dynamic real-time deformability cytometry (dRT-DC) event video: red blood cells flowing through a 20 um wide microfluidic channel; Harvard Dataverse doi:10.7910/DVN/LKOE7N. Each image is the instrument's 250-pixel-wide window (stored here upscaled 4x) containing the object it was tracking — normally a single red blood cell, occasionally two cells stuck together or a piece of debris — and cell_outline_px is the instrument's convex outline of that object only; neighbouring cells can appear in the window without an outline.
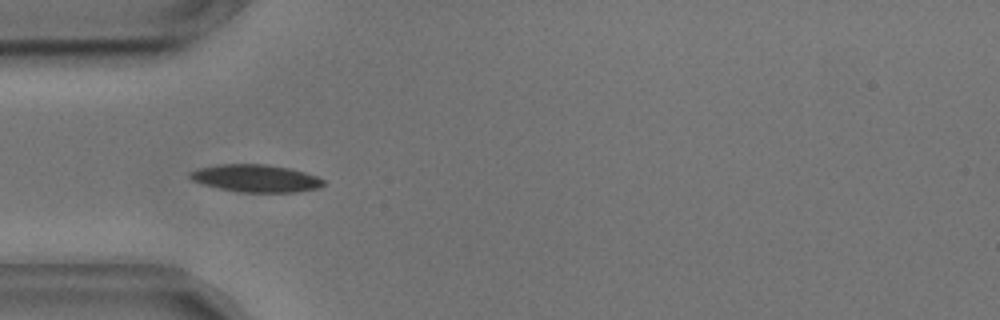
{"species": "common noctule bat (a hibernating species)", "species_latin": "Nyctalus noctula", "temperature_condition": "cold", "stored_images_in_passage": 40, "camera_frame_rate_fps": 3000, "um_per_image_px": 0.085, "animal": {"sex": "male", "body_mass_g": 17.9, "forearm_length_mm": 54.2}, "frame": {"image": 1, "passage_image": 1, "time_ms": 0.0, "image_size_px": [1000, 320], "cell_outline_px": [[324, 184], [320, 188], [296, 192], [240, 192], [220, 188], [204, 184], [192, 180], [188, 176], [188, 172], [196, 168], [220, 164], [268, 164], [292, 168], [316, 176], [324, 180]], "centroid_in_image_um": [21.74, 15.14], "position_along_channel_um": 63.3, "area_um2": 21.5}}
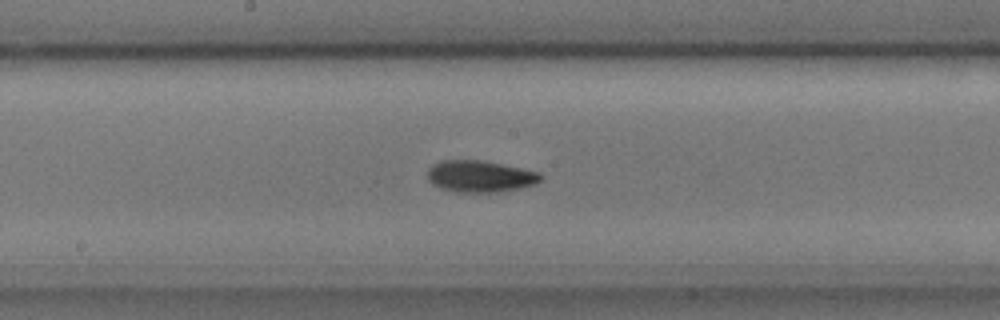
{"frame": {"image": 2, "passage_image": 13, "time_ms": 4.0, "image_size_px": [1000, 320], "cell_outline_px": [[544, 176], [536, 184], [520, 188], [496, 192], [456, 192], [440, 188], [432, 184], [428, 180], [428, 168], [432, 164], [440, 160], [480, 160], [540, 172]], "centroid_in_image_um": [40.79, 14.99], "position_along_channel_um": 207.4, "area_um2": 20.92}}
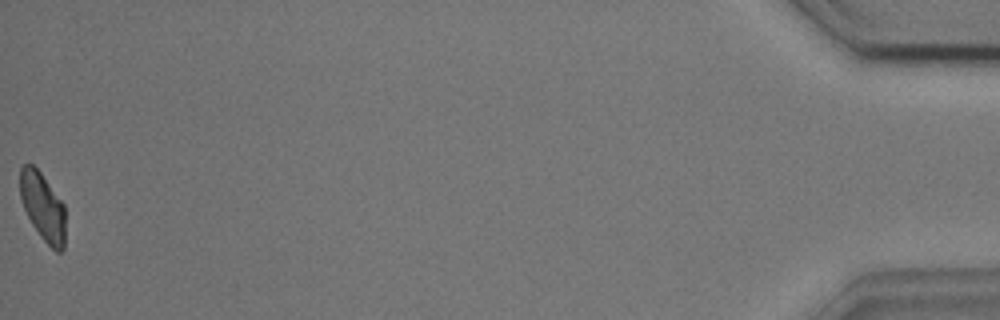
{"frame": {"image": 3, "passage_image": 40, "time_ms": 13.0, "image_size_px": [1000, 320], "cell_outline_px": [[64, 248], [60, 252], [56, 252], [40, 236], [32, 224], [20, 200], [20, 168], [24, 164], [32, 164], [40, 172], [64, 204]], "centroid_in_image_um": [3.62, 17.57], "position_along_channel_um": 431.6, "area_um2": 17.8}, "authors_computed_cell_mechanics": {"area_um2": 19.9699, "velocity_mm_per_s": 3.6052, "shape_relaxation_time_tau1_ms": 2.8758, "shape_relaxation_time_tau2_ms": 6.1811, "deformation_change_tau1": 0.1012, "deformation_change_tau2": 0.1044}}